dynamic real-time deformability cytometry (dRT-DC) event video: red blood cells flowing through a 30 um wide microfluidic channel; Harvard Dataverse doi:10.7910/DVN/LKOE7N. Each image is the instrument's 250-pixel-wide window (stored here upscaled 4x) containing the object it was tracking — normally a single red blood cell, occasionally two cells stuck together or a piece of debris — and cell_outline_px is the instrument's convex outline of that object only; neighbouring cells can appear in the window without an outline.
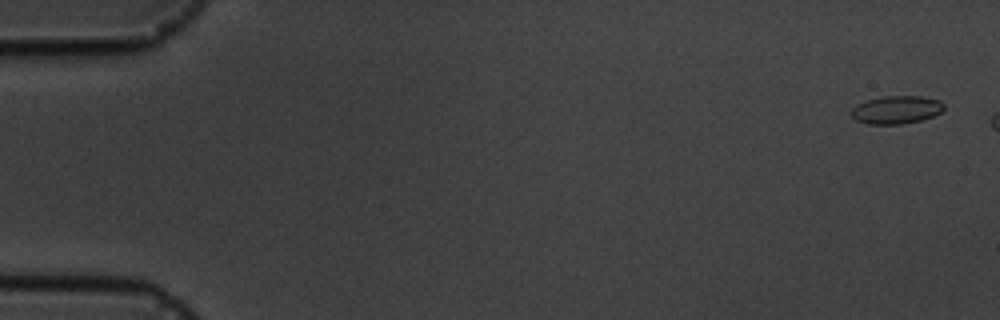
{"species": "common noctule bat (a hibernating species)", "species_latin": "Nyctalus noctula", "temperature_condition": "cold", "stored_images_in_passage": 8, "camera_frame_rate_fps": 3000, "um_per_image_px": 0.085, "animal": {"sex": "male", "body_mass_g": 19.5, "forearm_length_mm": 54.6}, "frame": {"image": 1, "passage_image": 1, "time_ms": 0.0, "image_size_px": [1000, 320], "cell_outline_px": [[944, 108], [940, 112], [932, 116], [920, 120], [904, 124], [868, 124], [856, 120], [848, 112], [856, 104], [868, 100], [884, 96], [920, 96], [940, 100], [944, 104]], "centroid_in_image_um": [76.16, 9.33], "position_along_channel_um": 8.8, "area_um2": 15.14}}
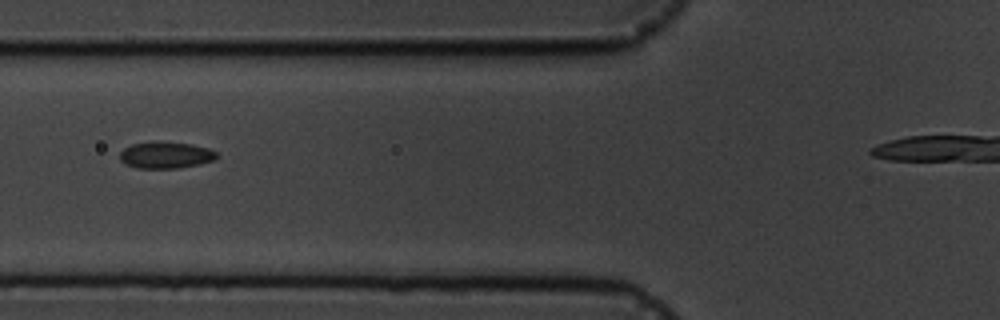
{"frame": {"image": 2, "passage_image": 6, "time_ms": 6.667, "image_size_px": [1000, 320], "cell_outline_px": [[216, 156], [212, 160], [200, 164], [180, 168], [136, 168], [124, 164], [120, 160], [120, 152], [124, 148], [132, 144], [152, 140], [192, 144], [208, 148], [216, 152]], "centroid_in_image_um": [14.03, 13.17], "position_along_channel_um": 111.8, "area_um2": 15.2}}
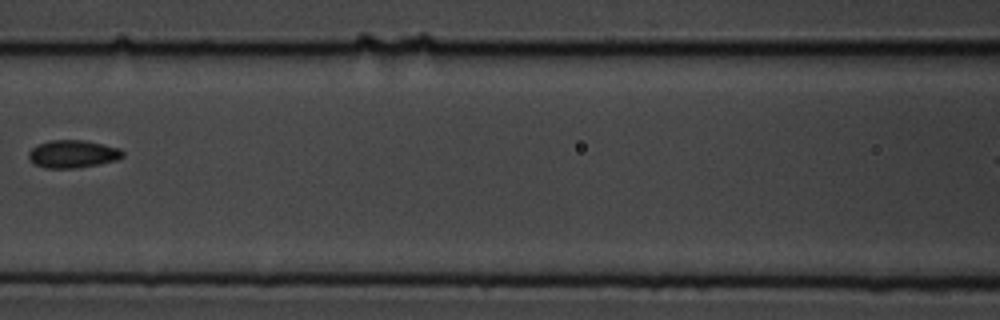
{"frame": {"image": 3, "passage_image": 7, "time_ms": 8.0, "image_size_px": [1000, 320], "cell_outline_px": [[124, 156], [116, 160], [100, 164], [76, 168], [48, 168], [36, 164], [28, 156], [28, 152], [32, 148], [40, 144], [52, 140], [84, 140], [104, 144], [120, 148], [124, 152]], "centroid_in_image_um": [6.24, 13.08], "position_along_channel_um": 160.4, "area_um2": 15.09}}